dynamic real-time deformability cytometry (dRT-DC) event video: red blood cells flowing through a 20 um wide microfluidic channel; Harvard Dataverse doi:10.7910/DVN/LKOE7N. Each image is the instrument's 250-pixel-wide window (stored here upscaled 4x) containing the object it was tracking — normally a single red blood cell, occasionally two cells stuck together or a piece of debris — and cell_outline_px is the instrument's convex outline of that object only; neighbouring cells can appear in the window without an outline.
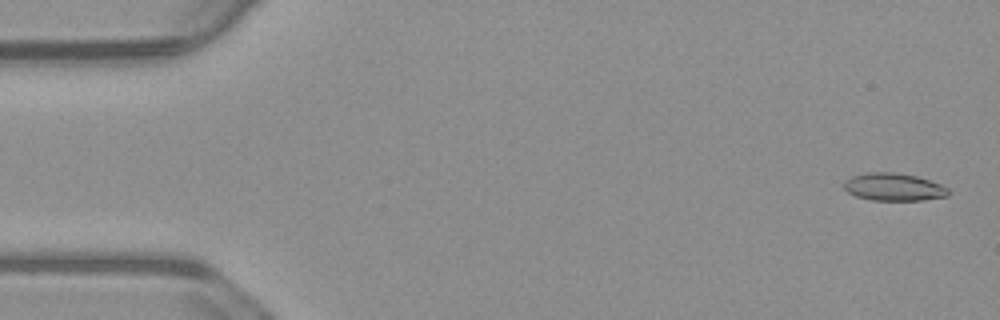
{"species": "common noctule bat (a hibernating species)", "species_latin": "Nyctalus noctula", "temperature_condition": "warm", "stored_images_in_passage": 9, "camera_frame_rate_fps": 3000, "um_per_image_px": 0.085, "animal": {"sex": "male", "body_mass_g": 23.1, "forearm_length_mm": 52.7}, "frame": {"image": 1, "passage_image": 2, "time_ms": 0.333, "image_size_px": [1000, 320], "cell_outline_px": [[948, 196], [924, 200], [872, 200], [856, 196], [848, 192], [844, 188], [844, 180], [852, 176], [868, 172], [892, 172], [916, 176], [940, 184], [948, 188]], "centroid_in_image_um": [75.95, 15.89], "position_along_channel_um": 9.1, "area_um2": 16.7}}